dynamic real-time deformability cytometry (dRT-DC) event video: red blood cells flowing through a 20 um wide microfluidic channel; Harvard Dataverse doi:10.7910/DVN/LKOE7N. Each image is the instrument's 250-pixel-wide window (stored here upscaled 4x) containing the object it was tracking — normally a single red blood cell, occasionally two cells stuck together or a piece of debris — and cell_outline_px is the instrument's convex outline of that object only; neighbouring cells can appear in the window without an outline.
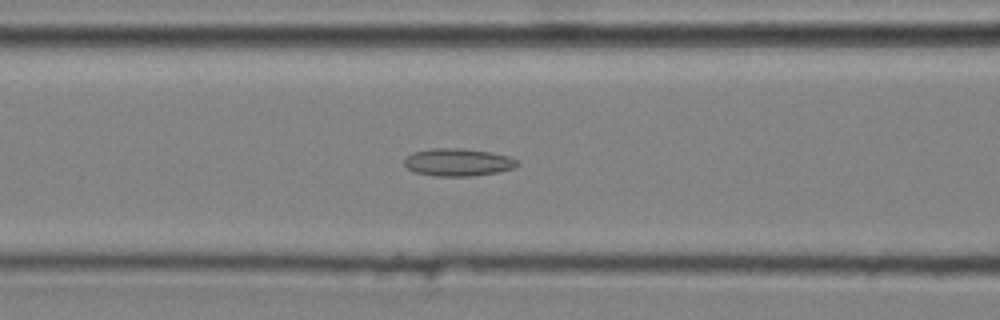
{"species": "common noctule bat (a hibernating species)", "species_latin": "Nyctalus noctula", "temperature_condition": "cold", "stored_images_in_passage": 34, "camera_frame_rate_fps": 3000, "um_per_image_px": 0.085, "animal": {"sex": "male", "body_mass_g": 20.4}, "frame": {"image": 1, "passage_image": 13, "time_ms": 4.0, "image_size_px": [1000, 320], "cell_outline_px": [[520, 164], [516, 168], [500, 172], [472, 176], [436, 176], [416, 172], [408, 168], [404, 164], [404, 160], [412, 152], [432, 148], [464, 148], [488, 152], [508, 156], [516, 160]], "centroid_in_image_um": [38.95, 13.79], "position_along_channel_um": 127.6, "area_um2": 18.21}}
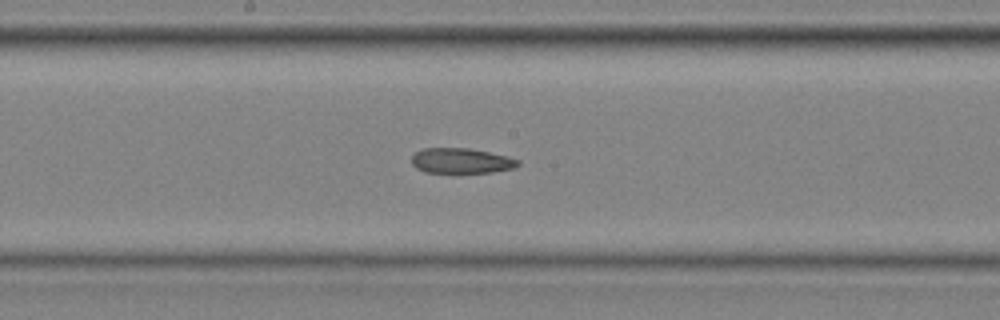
{"frame": {"image": 2, "passage_image": 19, "time_ms": 6.0, "image_size_px": [1000, 320], "cell_outline_px": [[520, 164], [516, 168], [492, 172], [424, 172], [416, 168], [412, 164], [412, 156], [416, 152], [424, 148], [468, 148], [508, 156], [520, 160]], "centroid_in_image_um": [39.23, 13.66], "position_along_channel_um": 209.0, "area_um2": 15.61}}
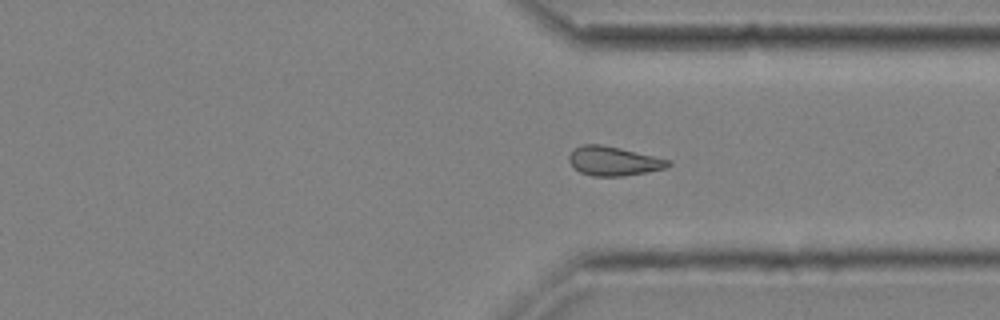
{"frame": {"image": 3, "passage_image": 30, "time_ms": 9.667, "image_size_px": [1000, 320], "cell_outline_px": [[672, 164], [668, 168], [624, 176], [592, 176], [580, 172], [568, 160], [568, 156], [580, 144], [600, 144], [620, 148], [672, 160]], "centroid_in_image_um": [52.2, 13.69], "position_along_channel_um": 359.2, "area_um2": 16.88}}